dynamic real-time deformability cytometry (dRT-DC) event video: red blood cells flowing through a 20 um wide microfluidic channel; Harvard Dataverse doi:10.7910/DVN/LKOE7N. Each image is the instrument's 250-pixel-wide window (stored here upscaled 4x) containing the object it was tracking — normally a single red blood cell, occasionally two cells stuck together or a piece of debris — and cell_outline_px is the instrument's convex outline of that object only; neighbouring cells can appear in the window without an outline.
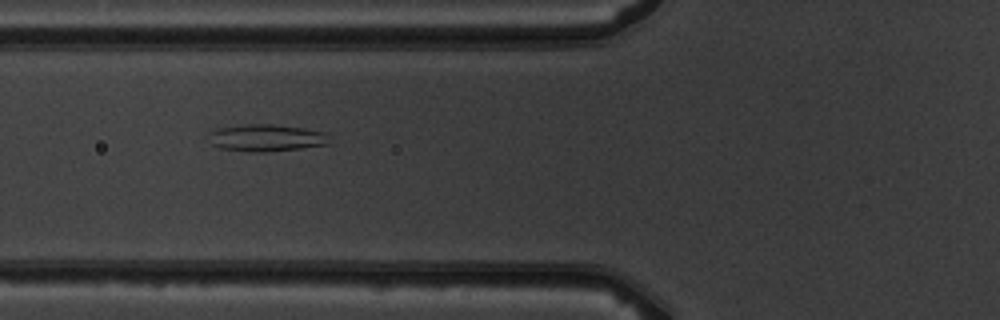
{"species": "common noctule bat (a hibernating species)", "species_latin": "Nyctalus noctula", "temperature_condition": "warm", "stored_images_in_passage": 8, "camera_frame_rate_fps": 3000, "um_per_image_px": 0.085, "animal": {"sex": "male", "body_mass_g": 19.5, "forearm_length_mm": 54.6}, "frame": {"image": 1, "passage_image": 6, "time_ms": 5.667, "image_size_px": [1000, 320], "cell_outline_px": [[328, 144], [300, 148], [268, 152], [252, 152], [220, 148], [212, 144], [208, 132], [216, 128], [244, 124], [272, 124], [304, 128], [324, 132]], "centroid_in_image_um": [22.56, 11.71], "position_along_channel_um": 103.2, "area_um2": 18.9}}
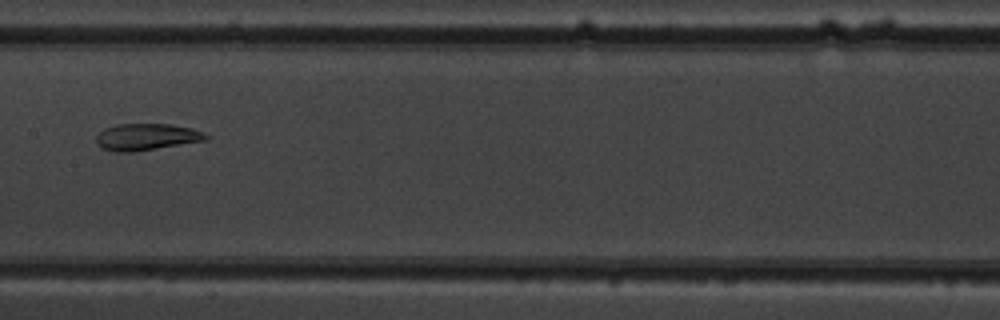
{"frame": {"image": 2, "passage_image": 8, "time_ms": 8.0, "image_size_px": [1000, 320], "cell_outline_px": [[212, 136], [208, 140], [136, 152], [112, 152], [96, 144], [96, 136], [104, 128], [116, 124], [168, 124], [192, 128]], "centroid_in_image_um": [12.47, 11.65], "position_along_channel_um": 194.9, "area_um2": 17.34}}